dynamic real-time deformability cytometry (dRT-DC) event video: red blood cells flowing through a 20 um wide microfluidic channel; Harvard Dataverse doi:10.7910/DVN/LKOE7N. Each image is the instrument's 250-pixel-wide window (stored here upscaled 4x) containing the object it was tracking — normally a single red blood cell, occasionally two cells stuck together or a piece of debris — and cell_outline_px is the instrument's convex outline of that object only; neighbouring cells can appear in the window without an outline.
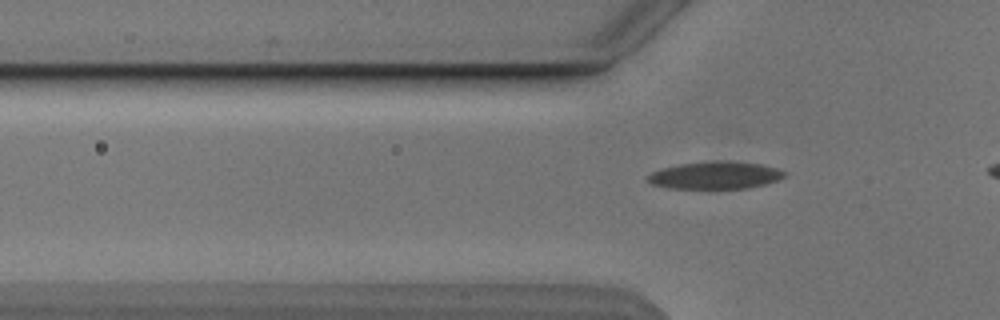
{"species": "Egyptian fruit bat (a non-hibernating species)", "species_latin": "Rousettus aegyptiacus", "temperature_condition": "cold", "stored_images_in_passage": 3, "segment_of_instrument_passage": [2, 2], "camera_frame_rate_fps": 3000, "um_per_image_px": 0.085, "animal": {"sex": "male"}, "frame": {"image": 1, "passage_image": 3, "time_ms": 2.333, "image_size_px": [1000, 320], "cell_outline_px": [[784, 176], [776, 180], [764, 184], [748, 188], [668, 188], [652, 184], [648, 180], [648, 176], [652, 172], [660, 168], [680, 164], [716, 160], [728, 160], [760, 164], [776, 168], [784, 172]], "centroid_in_image_um": [60.76, 14.88], "position_along_channel_um": 65.0, "area_um2": 21.68}}